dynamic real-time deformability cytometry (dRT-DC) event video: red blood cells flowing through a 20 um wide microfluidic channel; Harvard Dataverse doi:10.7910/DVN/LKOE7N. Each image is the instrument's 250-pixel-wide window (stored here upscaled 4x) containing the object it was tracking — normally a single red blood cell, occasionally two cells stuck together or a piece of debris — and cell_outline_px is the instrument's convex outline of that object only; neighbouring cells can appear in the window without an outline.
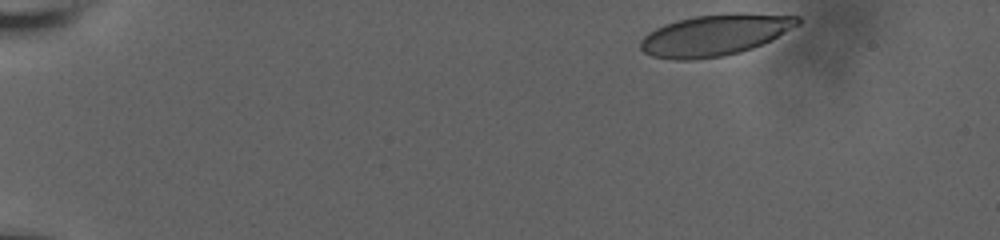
{"species": "human", "species_latin": "Homo sapiens", "temperature_condition": "room temperature", "stored_images_in_passage": 18, "camera_frame_rate_fps": 3000, "um_per_image_px": 0.085, "donor": {"sex": "male"}, "frame": {"image": 1, "passage_image": 1, "time_ms": 0.0, "image_size_px": [1000, 240], "cell_outline_px": [[800, 24], [772, 40], [752, 48], [740, 52], [724, 56], [692, 60], [676, 60], [652, 56], [644, 52], [640, 48], [640, 40], [648, 32], [664, 24], [676, 20], [696, 16], [732, 12], [740, 12], [800, 16]], "centroid_in_image_um": [60.78, 2.97], "position_along_channel_um": 24.2, "area_um2": 38.15}}
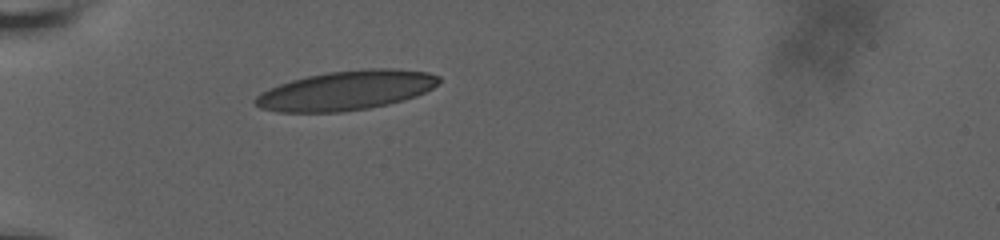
{"frame": {"image": 2, "passage_image": 11, "time_ms": 3.667, "image_size_px": [1000, 240], "cell_outline_px": [[440, 80], [432, 88], [416, 96], [404, 100], [388, 104], [368, 108], [340, 112], [276, 112], [260, 108], [252, 100], [260, 92], [268, 88], [292, 80], [308, 76], [328, 72], [368, 68], [392, 68], [428, 72], [440, 76]], "centroid_in_image_um": [29.41, 7.69], "position_along_channel_um": 55.6, "area_um2": 42.19}}
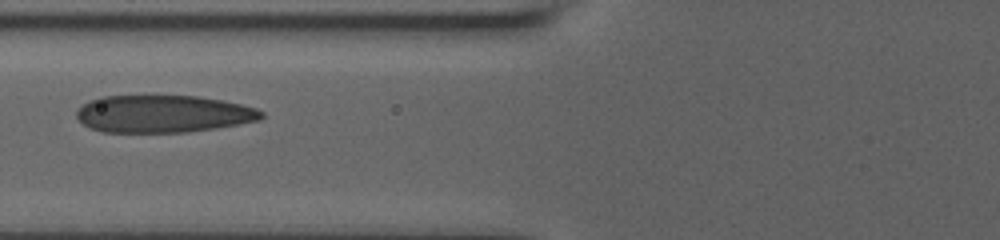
{"frame": {"image": 3, "passage_image": 17, "time_ms": 5.667, "image_size_px": [1000, 240], "cell_outline_px": [[264, 116], [260, 120], [216, 128], [184, 132], [104, 132], [88, 128], [76, 116], [76, 112], [84, 104], [100, 96], [200, 96], [240, 104], [256, 108], [264, 112]], "centroid_in_image_um": [13.88, 9.68], "position_along_channel_um": 111.9, "area_um2": 40.11}}